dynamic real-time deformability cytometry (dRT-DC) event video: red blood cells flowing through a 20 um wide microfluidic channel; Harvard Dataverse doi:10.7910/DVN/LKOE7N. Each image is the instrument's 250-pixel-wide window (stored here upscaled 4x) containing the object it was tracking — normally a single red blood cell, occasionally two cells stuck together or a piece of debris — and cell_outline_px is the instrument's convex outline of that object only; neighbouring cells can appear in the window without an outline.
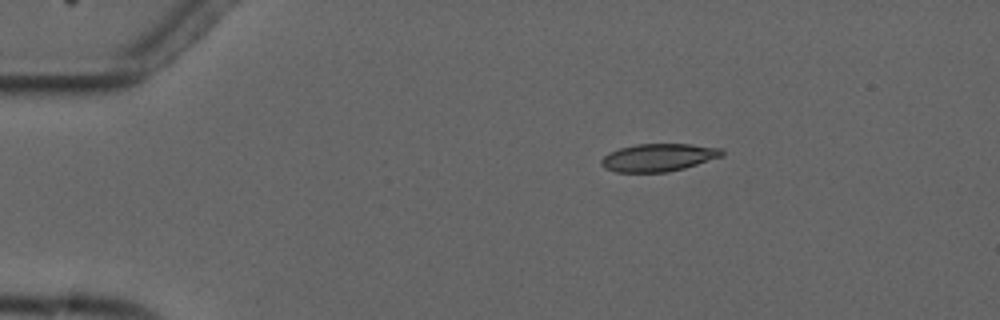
{"species": "common noctule bat (a hibernating species)", "species_latin": "Nyctalus noctula", "temperature_condition": "cold", "stored_images_in_passage": 5, "camera_frame_rate_fps": 3000, "um_per_image_px": 0.085, "animal": {"sex": "male", "forearm_length_mm": 52.5}, "frame": {"image": 1, "passage_image": 3, "time_ms": 2.333, "image_size_px": [1000, 320], "cell_outline_px": [[724, 156], [684, 168], [668, 172], [616, 172], [604, 168], [600, 164], [600, 160], [604, 156], [620, 148], [636, 144], [692, 144], [724, 148]], "centroid_in_image_um": [56.01, 13.38], "position_along_channel_um": 29.0, "area_um2": 19.59}}
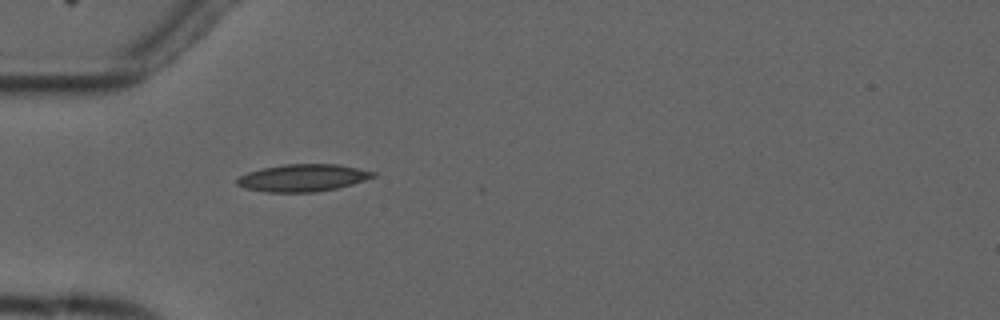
{"frame": {"image": 2, "passage_image": 5, "time_ms": 4.667, "image_size_px": [1000, 320], "cell_outline_px": [[376, 176], [352, 184], [336, 188], [316, 192], [268, 192], [244, 188], [236, 184], [236, 180], [240, 176], [248, 172], [264, 168], [284, 164], [336, 164], [376, 172]], "centroid_in_image_um": [25.73, 15.12], "position_along_channel_um": 59.3, "area_um2": 21.44}}